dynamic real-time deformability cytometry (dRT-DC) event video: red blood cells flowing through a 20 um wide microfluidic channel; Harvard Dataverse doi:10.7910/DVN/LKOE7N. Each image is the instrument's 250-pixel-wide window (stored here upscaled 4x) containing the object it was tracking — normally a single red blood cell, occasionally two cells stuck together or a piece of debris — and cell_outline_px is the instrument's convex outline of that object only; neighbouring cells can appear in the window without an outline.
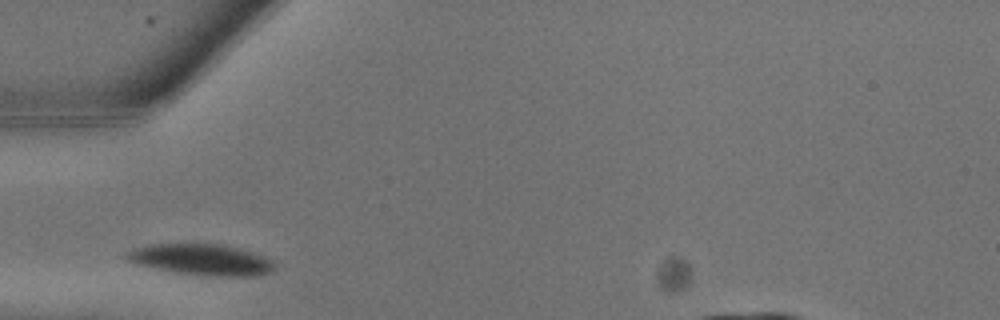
{"species": "common noctule bat (a hibernating species)", "species_latin": "Nyctalus noctula", "temperature_condition": "warm", "stored_images_in_passage": 3, "camera_frame_rate_fps": 3000, "um_per_image_px": 0.085, "animal": {"sex": "male", "body_mass_g": 13.3}, "frame": {"image": 1, "passage_image": 2, "time_ms": 0.333, "image_size_px": [1000, 320], "cell_outline_px": [[276, 268], [268, 272], [256, 276], [208, 276], [176, 272], [136, 264], [128, 260], [124, 256], [132, 248], [148, 244], [220, 244], [240, 248], [268, 256], [276, 264]], "centroid_in_image_um": [17.17, 22.06], "position_along_channel_um": 67.8, "area_um2": 26.99}}